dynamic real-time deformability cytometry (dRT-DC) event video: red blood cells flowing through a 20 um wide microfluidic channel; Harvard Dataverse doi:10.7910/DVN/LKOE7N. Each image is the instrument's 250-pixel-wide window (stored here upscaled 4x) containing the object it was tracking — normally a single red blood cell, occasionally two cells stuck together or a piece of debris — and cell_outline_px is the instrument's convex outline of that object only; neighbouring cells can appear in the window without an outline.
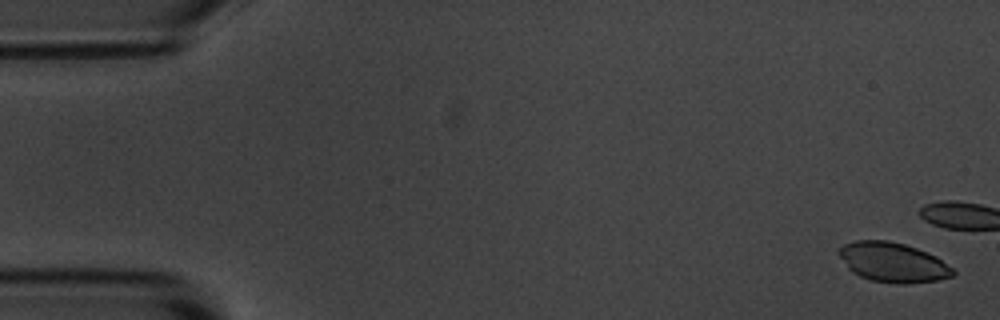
{"species": "common noctule bat (a hibernating species)", "species_latin": "Nyctalus noctula", "temperature_condition": "room temperature", "stored_images_in_passage": 6, "camera_frame_rate_fps": 3000, "um_per_image_px": 0.085, "animal": {"sex": "male", "body_mass_g": 20.1, "forearm_length_mm": 53.5}, "frame": {"image": 1, "passage_image": 1, "time_ms": 0.0, "image_size_px": [1000, 320], "cell_outline_px": [[956, 272], [952, 276], [936, 280], [908, 284], [896, 284], [872, 280], [860, 276], [852, 272], [848, 268], [836, 252], [844, 244], [856, 240], [888, 240], [904, 244], [928, 252], [936, 256], [952, 268]], "centroid_in_image_um": [75.88, 22.29], "position_along_channel_um": 9.1, "area_um2": 26.36}}
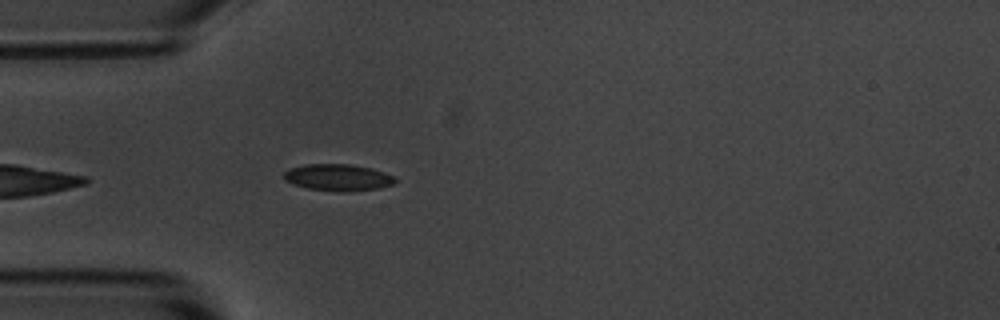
{"frame": {"image": 2, "passage_image": 6, "time_ms": 5.667, "image_size_px": [1000, 320], "cell_outline_px": [[396, 180], [392, 184], [380, 188], [348, 192], [340, 192], [308, 188], [292, 184], [284, 180], [284, 172], [288, 168], [304, 164], [352, 164], [372, 168], [392, 176]], "centroid_in_image_um": [28.68, 15.08], "position_along_channel_um": 56.3, "area_um2": 17.4}}